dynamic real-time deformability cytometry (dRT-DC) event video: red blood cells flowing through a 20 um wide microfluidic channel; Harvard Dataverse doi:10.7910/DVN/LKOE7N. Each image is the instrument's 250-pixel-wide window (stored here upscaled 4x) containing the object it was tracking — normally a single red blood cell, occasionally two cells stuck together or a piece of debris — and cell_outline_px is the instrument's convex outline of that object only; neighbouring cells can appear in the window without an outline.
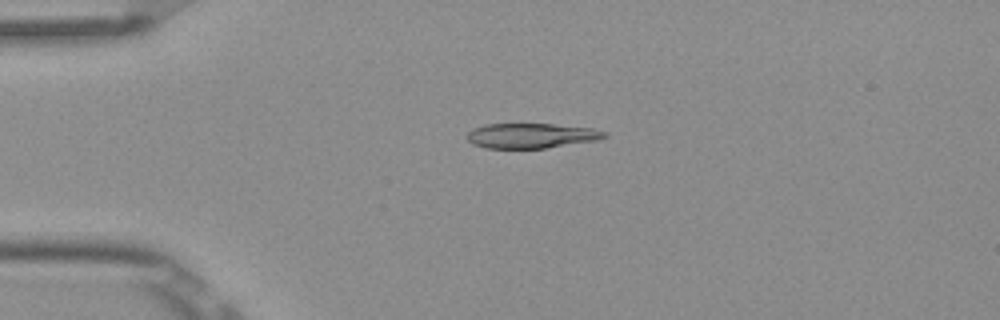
{"species": "Egyptian fruit bat (a non-hibernating species)", "species_latin": "Rousettus aegyptiacus", "temperature_condition": "room temperature", "stored_images_in_passage": 6, "camera_frame_rate_fps": 3000, "um_per_image_px": 0.085, "frame": {"image": 1, "passage_image": 3, "time_ms": 0.667, "image_size_px": [1000, 320], "cell_outline_px": [[608, 136], [596, 140], [544, 148], [484, 148], [472, 144], [468, 140], [468, 132], [472, 128], [488, 124], [552, 124], [592, 128], [608, 132]], "centroid_in_image_um": [45.15, 11.53], "position_along_channel_um": 39.8, "area_um2": 19.88}}
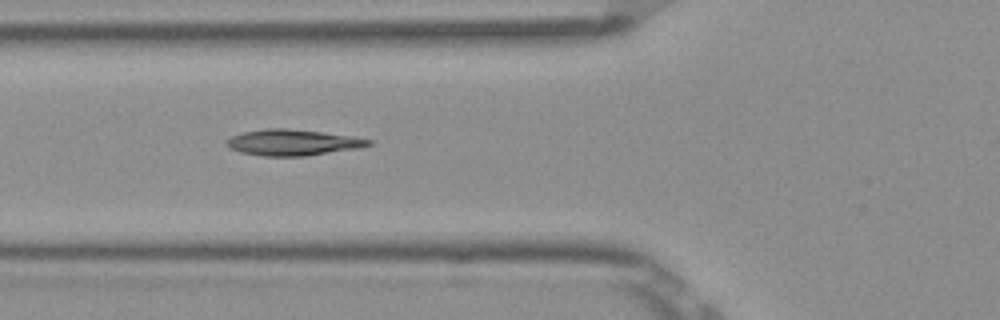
{"frame": {"image": 2, "passage_image": 5, "time_ms": 1.333, "image_size_px": [1000, 320], "cell_outline_px": [[372, 144], [360, 148], [304, 156], [264, 156], [240, 152], [228, 148], [228, 140], [232, 136], [244, 132], [264, 128], [288, 128], [356, 136], [372, 140]], "centroid_in_image_um": [24.93, 12.1], "position_along_channel_um": 100.9, "area_um2": 21.56}}
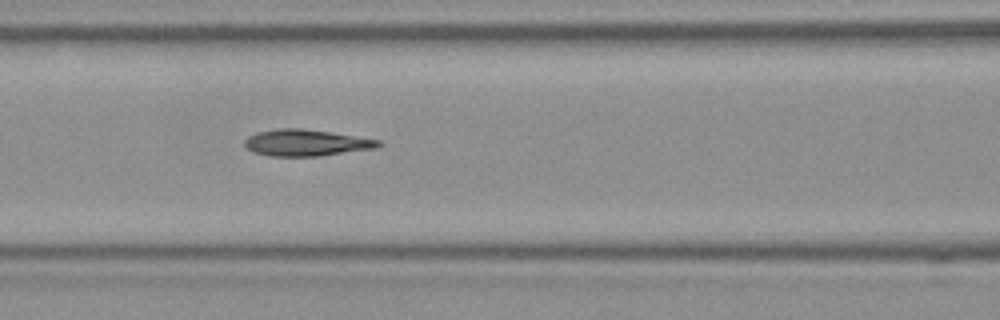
{"frame": {"image": 3, "passage_image": 6, "time_ms": 1.667, "image_size_px": [1000, 320], "cell_outline_px": [[384, 144], [376, 148], [320, 156], [272, 156], [252, 152], [244, 144], [244, 140], [248, 136], [256, 132], [276, 128], [300, 128], [332, 132], [380, 140]], "centroid_in_image_um": [26.02, 12.13], "position_along_channel_um": 140.6, "area_um2": 20.81}}